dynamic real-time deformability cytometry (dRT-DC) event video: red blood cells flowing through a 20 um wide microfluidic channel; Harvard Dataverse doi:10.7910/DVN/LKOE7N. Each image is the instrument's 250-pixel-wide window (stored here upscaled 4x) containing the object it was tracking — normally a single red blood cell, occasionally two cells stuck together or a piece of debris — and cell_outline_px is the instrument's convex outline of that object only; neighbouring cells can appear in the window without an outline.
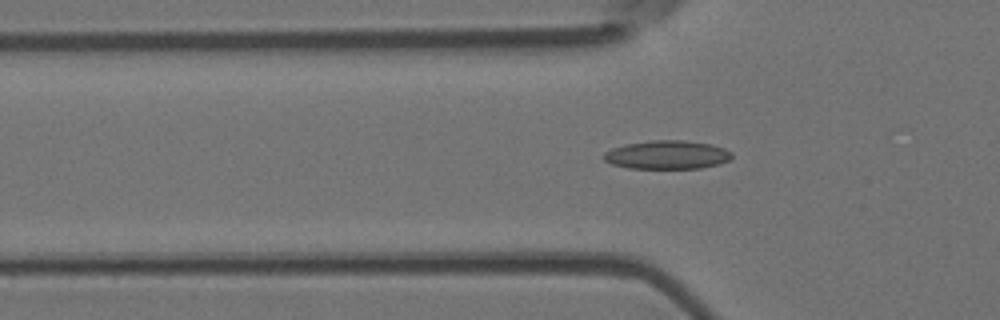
{"species": "Egyptian fruit bat (a non-hibernating species)", "species_latin": "Rousettus aegyptiacus", "temperature_condition": "room temperature", "stored_images_in_passage": 54, "camera_frame_rate_fps": 3000, "um_per_image_px": 0.085, "animal": {"sex": "female"}, "frame": {"image": 1, "passage_image": 17, "time_ms": 5.333, "image_size_px": [1000, 320], "cell_outline_px": [[732, 156], [728, 160], [720, 164], [700, 168], [628, 168], [612, 164], [604, 160], [604, 152], [612, 148], [624, 144], [652, 140], [684, 140], [708, 144], [724, 148], [732, 152]], "centroid_in_image_um": [56.69, 13.16], "position_along_channel_um": 69.1, "area_um2": 21.27}}
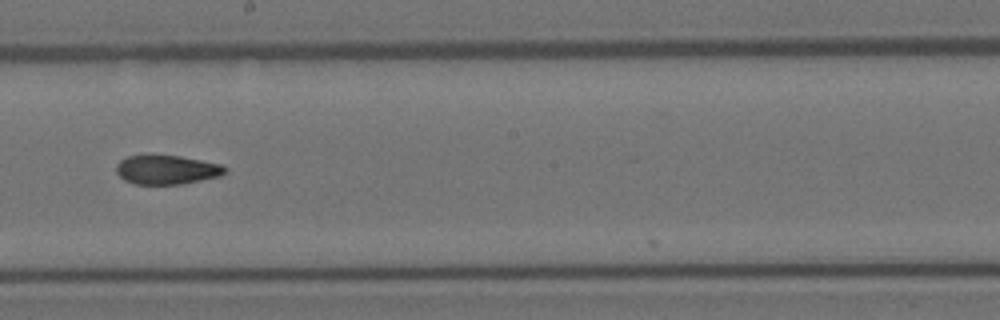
{"frame": {"image": 2, "passage_image": 30, "time_ms": 9.667, "image_size_px": [1000, 320], "cell_outline_px": [[228, 172], [220, 176], [184, 184], [136, 184], [124, 180], [116, 172], [116, 164], [120, 160], [128, 156], [180, 156], [224, 164], [228, 168]], "centroid_in_image_um": [14.24, 14.43], "position_along_channel_um": 234.0, "area_um2": 18.55}}
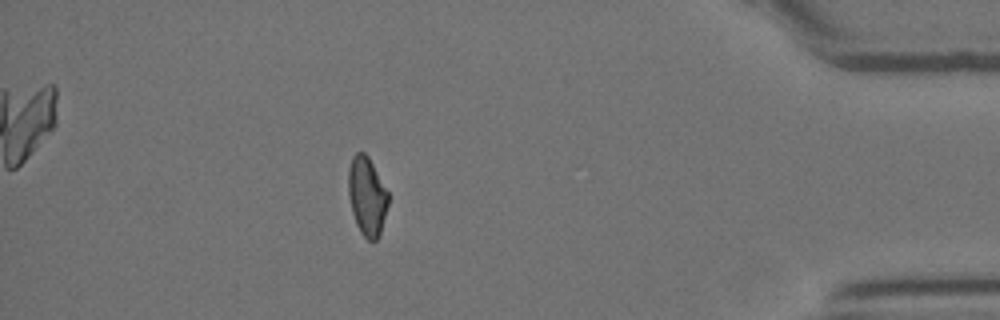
{"frame": {"image": 3, "passage_image": 47, "time_ms": 15.333, "image_size_px": [1000, 320], "cell_outline_px": [[388, 204], [380, 232], [376, 240], [368, 240], [360, 232], [356, 224], [352, 212], [348, 196], [348, 168], [352, 156], [356, 152], [364, 152], [368, 156], [388, 192]], "centroid_in_image_um": [31.17, 16.65], "position_along_channel_um": 404.0, "area_um2": 18.21}, "authors_computed_cell_mechanics": {"area_um2": 19.1607, "velocity_mm_per_s": 3.7911, "shape_relaxation_time_tau1_ms": null, "shape_relaxation_time_tau2_ms": 3.9007, "deformation_change_tau1": null, "deformation_change_tau2": 0.0994}}